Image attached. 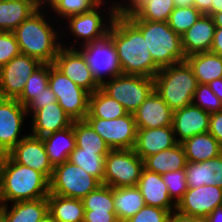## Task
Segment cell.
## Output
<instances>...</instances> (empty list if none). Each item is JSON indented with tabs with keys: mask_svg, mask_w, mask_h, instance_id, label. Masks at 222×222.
<instances>
[{
	"mask_svg": "<svg viewBox=\"0 0 222 222\" xmlns=\"http://www.w3.org/2000/svg\"><path fill=\"white\" fill-rule=\"evenodd\" d=\"M122 74L154 78L160 68L153 61L142 33L126 18L116 15L109 28Z\"/></svg>",
	"mask_w": 222,
	"mask_h": 222,
	"instance_id": "obj_1",
	"label": "cell"
},
{
	"mask_svg": "<svg viewBox=\"0 0 222 222\" xmlns=\"http://www.w3.org/2000/svg\"><path fill=\"white\" fill-rule=\"evenodd\" d=\"M41 5L14 31L22 54L38 59L41 63L53 64L62 42L58 41L57 29L44 17Z\"/></svg>",
	"mask_w": 222,
	"mask_h": 222,
	"instance_id": "obj_2",
	"label": "cell"
},
{
	"mask_svg": "<svg viewBox=\"0 0 222 222\" xmlns=\"http://www.w3.org/2000/svg\"><path fill=\"white\" fill-rule=\"evenodd\" d=\"M49 195V180L39 171L14 162L0 165V204L37 200Z\"/></svg>",
	"mask_w": 222,
	"mask_h": 222,
	"instance_id": "obj_3",
	"label": "cell"
},
{
	"mask_svg": "<svg viewBox=\"0 0 222 222\" xmlns=\"http://www.w3.org/2000/svg\"><path fill=\"white\" fill-rule=\"evenodd\" d=\"M197 85L186 61L161 68L154 77V89L173 112L192 104Z\"/></svg>",
	"mask_w": 222,
	"mask_h": 222,
	"instance_id": "obj_4",
	"label": "cell"
},
{
	"mask_svg": "<svg viewBox=\"0 0 222 222\" xmlns=\"http://www.w3.org/2000/svg\"><path fill=\"white\" fill-rule=\"evenodd\" d=\"M143 35L155 64L161 69L185 61L181 36L168 22L129 20Z\"/></svg>",
	"mask_w": 222,
	"mask_h": 222,
	"instance_id": "obj_5",
	"label": "cell"
},
{
	"mask_svg": "<svg viewBox=\"0 0 222 222\" xmlns=\"http://www.w3.org/2000/svg\"><path fill=\"white\" fill-rule=\"evenodd\" d=\"M100 89L123 105L128 113H134L154 90V78L120 74L104 81Z\"/></svg>",
	"mask_w": 222,
	"mask_h": 222,
	"instance_id": "obj_6",
	"label": "cell"
},
{
	"mask_svg": "<svg viewBox=\"0 0 222 222\" xmlns=\"http://www.w3.org/2000/svg\"><path fill=\"white\" fill-rule=\"evenodd\" d=\"M101 183L83 168L65 161L54 167L49 180V194L83 199Z\"/></svg>",
	"mask_w": 222,
	"mask_h": 222,
	"instance_id": "obj_7",
	"label": "cell"
},
{
	"mask_svg": "<svg viewBox=\"0 0 222 222\" xmlns=\"http://www.w3.org/2000/svg\"><path fill=\"white\" fill-rule=\"evenodd\" d=\"M143 168L144 161L133 149L110 150L102 184L112 188L137 186Z\"/></svg>",
	"mask_w": 222,
	"mask_h": 222,
	"instance_id": "obj_8",
	"label": "cell"
},
{
	"mask_svg": "<svg viewBox=\"0 0 222 222\" xmlns=\"http://www.w3.org/2000/svg\"><path fill=\"white\" fill-rule=\"evenodd\" d=\"M49 86L55 93L57 103L72 118V120H85L88 114L90 93L78 86L50 64Z\"/></svg>",
	"mask_w": 222,
	"mask_h": 222,
	"instance_id": "obj_9",
	"label": "cell"
},
{
	"mask_svg": "<svg viewBox=\"0 0 222 222\" xmlns=\"http://www.w3.org/2000/svg\"><path fill=\"white\" fill-rule=\"evenodd\" d=\"M105 3V0H101L91 10L69 16L65 19V22L68 21L67 24L69 23L67 28H69L70 34H73V38L75 36V40H82V45L99 41L108 35L109 28L116 16V12L114 2H112L113 5L110 6L111 9H109V13L108 11L106 12L109 16H107V20H105V18H103L104 15H101L102 12L99 11V9L102 10L100 7H104Z\"/></svg>",
	"mask_w": 222,
	"mask_h": 222,
	"instance_id": "obj_10",
	"label": "cell"
},
{
	"mask_svg": "<svg viewBox=\"0 0 222 222\" xmlns=\"http://www.w3.org/2000/svg\"><path fill=\"white\" fill-rule=\"evenodd\" d=\"M81 44H78L79 47L81 46L79 50L86 58L93 77L100 85L106 79L110 80L122 74L115 45L108 35L99 41Z\"/></svg>",
	"mask_w": 222,
	"mask_h": 222,
	"instance_id": "obj_11",
	"label": "cell"
},
{
	"mask_svg": "<svg viewBox=\"0 0 222 222\" xmlns=\"http://www.w3.org/2000/svg\"><path fill=\"white\" fill-rule=\"evenodd\" d=\"M85 120L102 137L111 150L134 148L137 126L133 113H127L123 117L110 120L96 117H86Z\"/></svg>",
	"mask_w": 222,
	"mask_h": 222,
	"instance_id": "obj_12",
	"label": "cell"
},
{
	"mask_svg": "<svg viewBox=\"0 0 222 222\" xmlns=\"http://www.w3.org/2000/svg\"><path fill=\"white\" fill-rule=\"evenodd\" d=\"M53 65L90 94L100 89V84L93 77L86 58L77 47L62 45Z\"/></svg>",
	"mask_w": 222,
	"mask_h": 222,
	"instance_id": "obj_13",
	"label": "cell"
},
{
	"mask_svg": "<svg viewBox=\"0 0 222 222\" xmlns=\"http://www.w3.org/2000/svg\"><path fill=\"white\" fill-rule=\"evenodd\" d=\"M42 63L20 53L0 68V90L4 98L17 99L32 73Z\"/></svg>",
	"mask_w": 222,
	"mask_h": 222,
	"instance_id": "obj_14",
	"label": "cell"
},
{
	"mask_svg": "<svg viewBox=\"0 0 222 222\" xmlns=\"http://www.w3.org/2000/svg\"><path fill=\"white\" fill-rule=\"evenodd\" d=\"M27 110L17 99L3 98L0 102V146L8 153L27 135H21ZM25 118V119H24Z\"/></svg>",
	"mask_w": 222,
	"mask_h": 222,
	"instance_id": "obj_15",
	"label": "cell"
},
{
	"mask_svg": "<svg viewBox=\"0 0 222 222\" xmlns=\"http://www.w3.org/2000/svg\"><path fill=\"white\" fill-rule=\"evenodd\" d=\"M222 207V188L202 185L189 188L176 204V210L190 216L207 217L216 208Z\"/></svg>",
	"mask_w": 222,
	"mask_h": 222,
	"instance_id": "obj_16",
	"label": "cell"
},
{
	"mask_svg": "<svg viewBox=\"0 0 222 222\" xmlns=\"http://www.w3.org/2000/svg\"><path fill=\"white\" fill-rule=\"evenodd\" d=\"M7 155L14 162L39 171L48 180L51 179L54 167L49 161L41 137H35L27 134L25 138H23L7 153Z\"/></svg>",
	"mask_w": 222,
	"mask_h": 222,
	"instance_id": "obj_17",
	"label": "cell"
},
{
	"mask_svg": "<svg viewBox=\"0 0 222 222\" xmlns=\"http://www.w3.org/2000/svg\"><path fill=\"white\" fill-rule=\"evenodd\" d=\"M209 122L210 113L194 104L174 111L172 127L177 143L181 144L197 134L209 132Z\"/></svg>",
	"mask_w": 222,
	"mask_h": 222,
	"instance_id": "obj_18",
	"label": "cell"
},
{
	"mask_svg": "<svg viewBox=\"0 0 222 222\" xmlns=\"http://www.w3.org/2000/svg\"><path fill=\"white\" fill-rule=\"evenodd\" d=\"M173 111L154 89L133 113L137 128L172 126Z\"/></svg>",
	"mask_w": 222,
	"mask_h": 222,
	"instance_id": "obj_19",
	"label": "cell"
},
{
	"mask_svg": "<svg viewBox=\"0 0 222 222\" xmlns=\"http://www.w3.org/2000/svg\"><path fill=\"white\" fill-rule=\"evenodd\" d=\"M177 144L172 126L161 128H137L133 150L144 160L148 156L174 147Z\"/></svg>",
	"mask_w": 222,
	"mask_h": 222,
	"instance_id": "obj_20",
	"label": "cell"
},
{
	"mask_svg": "<svg viewBox=\"0 0 222 222\" xmlns=\"http://www.w3.org/2000/svg\"><path fill=\"white\" fill-rule=\"evenodd\" d=\"M216 26L211 15L202 16L181 35V45L185 56L210 52Z\"/></svg>",
	"mask_w": 222,
	"mask_h": 222,
	"instance_id": "obj_21",
	"label": "cell"
},
{
	"mask_svg": "<svg viewBox=\"0 0 222 222\" xmlns=\"http://www.w3.org/2000/svg\"><path fill=\"white\" fill-rule=\"evenodd\" d=\"M137 187L147 206L167 209L171 213L176 210V203L170 198L168 187L160 174L143 168Z\"/></svg>",
	"mask_w": 222,
	"mask_h": 222,
	"instance_id": "obj_22",
	"label": "cell"
},
{
	"mask_svg": "<svg viewBox=\"0 0 222 222\" xmlns=\"http://www.w3.org/2000/svg\"><path fill=\"white\" fill-rule=\"evenodd\" d=\"M32 117V128L29 134L35 137H43L73 124L72 118L57 102L38 109Z\"/></svg>",
	"mask_w": 222,
	"mask_h": 222,
	"instance_id": "obj_23",
	"label": "cell"
},
{
	"mask_svg": "<svg viewBox=\"0 0 222 222\" xmlns=\"http://www.w3.org/2000/svg\"><path fill=\"white\" fill-rule=\"evenodd\" d=\"M189 188L202 185H215L222 188V153L213 159L201 162H188L185 167Z\"/></svg>",
	"mask_w": 222,
	"mask_h": 222,
	"instance_id": "obj_24",
	"label": "cell"
},
{
	"mask_svg": "<svg viewBox=\"0 0 222 222\" xmlns=\"http://www.w3.org/2000/svg\"><path fill=\"white\" fill-rule=\"evenodd\" d=\"M53 167L68 161L70 153L76 147V138L73 124L65 129L41 137Z\"/></svg>",
	"mask_w": 222,
	"mask_h": 222,
	"instance_id": "obj_25",
	"label": "cell"
},
{
	"mask_svg": "<svg viewBox=\"0 0 222 222\" xmlns=\"http://www.w3.org/2000/svg\"><path fill=\"white\" fill-rule=\"evenodd\" d=\"M41 4L37 0H0V31H14Z\"/></svg>",
	"mask_w": 222,
	"mask_h": 222,
	"instance_id": "obj_26",
	"label": "cell"
},
{
	"mask_svg": "<svg viewBox=\"0 0 222 222\" xmlns=\"http://www.w3.org/2000/svg\"><path fill=\"white\" fill-rule=\"evenodd\" d=\"M0 204L6 222H40L48 214V200L43 197L37 200ZM9 206V207H8Z\"/></svg>",
	"mask_w": 222,
	"mask_h": 222,
	"instance_id": "obj_27",
	"label": "cell"
},
{
	"mask_svg": "<svg viewBox=\"0 0 222 222\" xmlns=\"http://www.w3.org/2000/svg\"><path fill=\"white\" fill-rule=\"evenodd\" d=\"M199 84H207L222 78V57L212 52H199L186 56Z\"/></svg>",
	"mask_w": 222,
	"mask_h": 222,
	"instance_id": "obj_28",
	"label": "cell"
},
{
	"mask_svg": "<svg viewBox=\"0 0 222 222\" xmlns=\"http://www.w3.org/2000/svg\"><path fill=\"white\" fill-rule=\"evenodd\" d=\"M143 161L145 169L160 175L169 171L185 169L187 163L184 148L180 143L155 155L148 156Z\"/></svg>",
	"mask_w": 222,
	"mask_h": 222,
	"instance_id": "obj_29",
	"label": "cell"
},
{
	"mask_svg": "<svg viewBox=\"0 0 222 222\" xmlns=\"http://www.w3.org/2000/svg\"><path fill=\"white\" fill-rule=\"evenodd\" d=\"M181 144L188 162L206 161L222 153V145L209 132L197 134Z\"/></svg>",
	"mask_w": 222,
	"mask_h": 222,
	"instance_id": "obj_30",
	"label": "cell"
},
{
	"mask_svg": "<svg viewBox=\"0 0 222 222\" xmlns=\"http://www.w3.org/2000/svg\"><path fill=\"white\" fill-rule=\"evenodd\" d=\"M113 202L119 222H125L146 205L137 186L113 188Z\"/></svg>",
	"mask_w": 222,
	"mask_h": 222,
	"instance_id": "obj_31",
	"label": "cell"
},
{
	"mask_svg": "<svg viewBox=\"0 0 222 222\" xmlns=\"http://www.w3.org/2000/svg\"><path fill=\"white\" fill-rule=\"evenodd\" d=\"M48 213L57 222H83L85 209L81 199L49 194Z\"/></svg>",
	"mask_w": 222,
	"mask_h": 222,
	"instance_id": "obj_32",
	"label": "cell"
},
{
	"mask_svg": "<svg viewBox=\"0 0 222 222\" xmlns=\"http://www.w3.org/2000/svg\"><path fill=\"white\" fill-rule=\"evenodd\" d=\"M127 113L123 105L109 97L101 89L89 95L88 114L86 117L110 120L123 117Z\"/></svg>",
	"mask_w": 222,
	"mask_h": 222,
	"instance_id": "obj_33",
	"label": "cell"
},
{
	"mask_svg": "<svg viewBox=\"0 0 222 222\" xmlns=\"http://www.w3.org/2000/svg\"><path fill=\"white\" fill-rule=\"evenodd\" d=\"M109 151H84L75 147L70 153L68 161L94 176L101 184L105 173V157Z\"/></svg>",
	"mask_w": 222,
	"mask_h": 222,
	"instance_id": "obj_34",
	"label": "cell"
},
{
	"mask_svg": "<svg viewBox=\"0 0 222 222\" xmlns=\"http://www.w3.org/2000/svg\"><path fill=\"white\" fill-rule=\"evenodd\" d=\"M176 7L174 0H148L128 20H148L168 22L170 14Z\"/></svg>",
	"mask_w": 222,
	"mask_h": 222,
	"instance_id": "obj_35",
	"label": "cell"
},
{
	"mask_svg": "<svg viewBox=\"0 0 222 222\" xmlns=\"http://www.w3.org/2000/svg\"><path fill=\"white\" fill-rule=\"evenodd\" d=\"M76 147L84 151H110L108 144L86 120H74Z\"/></svg>",
	"mask_w": 222,
	"mask_h": 222,
	"instance_id": "obj_36",
	"label": "cell"
},
{
	"mask_svg": "<svg viewBox=\"0 0 222 222\" xmlns=\"http://www.w3.org/2000/svg\"><path fill=\"white\" fill-rule=\"evenodd\" d=\"M50 64L42 63L27 80L17 100L25 107L49 86Z\"/></svg>",
	"mask_w": 222,
	"mask_h": 222,
	"instance_id": "obj_37",
	"label": "cell"
},
{
	"mask_svg": "<svg viewBox=\"0 0 222 222\" xmlns=\"http://www.w3.org/2000/svg\"><path fill=\"white\" fill-rule=\"evenodd\" d=\"M101 0H46L42 6L51 7L50 10L63 20L69 16L87 12L95 7Z\"/></svg>",
	"mask_w": 222,
	"mask_h": 222,
	"instance_id": "obj_38",
	"label": "cell"
},
{
	"mask_svg": "<svg viewBox=\"0 0 222 222\" xmlns=\"http://www.w3.org/2000/svg\"><path fill=\"white\" fill-rule=\"evenodd\" d=\"M85 210L93 212H115L113 202V188L101 184L82 199Z\"/></svg>",
	"mask_w": 222,
	"mask_h": 222,
	"instance_id": "obj_39",
	"label": "cell"
},
{
	"mask_svg": "<svg viewBox=\"0 0 222 222\" xmlns=\"http://www.w3.org/2000/svg\"><path fill=\"white\" fill-rule=\"evenodd\" d=\"M202 13L193 5L176 6L170 14L169 27L178 35L184 34L200 17Z\"/></svg>",
	"mask_w": 222,
	"mask_h": 222,
	"instance_id": "obj_40",
	"label": "cell"
},
{
	"mask_svg": "<svg viewBox=\"0 0 222 222\" xmlns=\"http://www.w3.org/2000/svg\"><path fill=\"white\" fill-rule=\"evenodd\" d=\"M192 104L210 114L222 110V101L211 91L207 84L198 83Z\"/></svg>",
	"mask_w": 222,
	"mask_h": 222,
	"instance_id": "obj_41",
	"label": "cell"
},
{
	"mask_svg": "<svg viewBox=\"0 0 222 222\" xmlns=\"http://www.w3.org/2000/svg\"><path fill=\"white\" fill-rule=\"evenodd\" d=\"M162 176L170 198L177 204L188 189L185 169L169 171Z\"/></svg>",
	"mask_w": 222,
	"mask_h": 222,
	"instance_id": "obj_42",
	"label": "cell"
},
{
	"mask_svg": "<svg viewBox=\"0 0 222 222\" xmlns=\"http://www.w3.org/2000/svg\"><path fill=\"white\" fill-rule=\"evenodd\" d=\"M20 53L14 33L12 31H0V68Z\"/></svg>",
	"mask_w": 222,
	"mask_h": 222,
	"instance_id": "obj_43",
	"label": "cell"
},
{
	"mask_svg": "<svg viewBox=\"0 0 222 222\" xmlns=\"http://www.w3.org/2000/svg\"><path fill=\"white\" fill-rule=\"evenodd\" d=\"M170 214L167 209L145 205L125 222H169Z\"/></svg>",
	"mask_w": 222,
	"mask_h": 222,
	"instance_id": "obj_44",
	"label": "cell"
},
{
	"mask_svg": "<svg viewBox=\"0 0 222 222\" xmlns=\"http://www.w3.org/2000/svg\"><path fill=\"white\" fill-rule=\"evenodd\" d=\"M55 102H57L55 93L51 90L50 86H47L44 91L38 96H35L25 108L28 115H33L38 109Z\"/></svg>",
	"mask_w": 222,
	"mask_h": 222,
	"instance_id": "obj_45",
	"label": "cell"
},
{
	"mask_svg": "<svg viewBox=\"0 0 222 222\" xmlns=\"http://www.w3.org/2000/svg\"><path fill=\"white\" fill-rule=\"evenodd\" d=\"M148 0H126V3L121 5L120 0L118 2H114V8L116 15L118 16H130L133 15L145 2Z\"/></svg>",
	"mask_w": 222,
	"mask_h": 222,
	"instance_id": "obj_46",
	"label": "cell"
},
{
	"mask_svg": "<svg viewBox=\"0 0 222 222\" xmlns=\"http://www.w3.org/2000/svg\"><path fill=\"white\" fill-rule=\"evenodd\" d=\"M83 222H119L115 212H93L85 210Z\"/></svg>",
	"mask_w": 222,
	"mask_h": 222,
	"instance_id": "obj_47",
	"label": "cell"
},
{
	"mask_svg": "<svg viewBox=\"0 0 222 222\" xmlns=\"http://www.w3.org/2000/svg\"><path fill=\"white\" fill-rule=\"evenodd\" d=\"M209 133L222 145V110L210 114Z\"/></svg>",
	"mask_w": 222,
	"mask_h": 222,
	"instance_id": "obj_48",
	"label": "cell"
},
{
	"mask_svg": "<svg viewBox=\"0 0 222 222\" xmlns=\"http://www.w3.org/2000/svg\"><path fill=\"white\" fill-rule=\"evenodd\" d=\"M169 222H207L206 217L190 216L175 210L170 214Z\"/></svg>",
	"mask_w": 222,
	"mask_h": 222,
	"instance_id": "obj_49",
	"label": "cell"
},
{
	"mask_svg": "<svg viewBox=\"0 0 222 222\" xmlns=\"http://www.w3.org/2000/svg\"><path fill=\"white\" fill-rule=\"evenodd\" d=\"M210 52L222 57V27H216Z\"/></svg>",
	"mask_w": 222,
	"mask_h": 222,
	"instance_id": "obj_50",
	"label": "cell"
},
{
	"mask_svg": "<svg viewBox=\"0 0 222 222\" xmlns=\"http://www.w3.org/2000/svg\"><path fill=\"white\" fill-rule=\"evenodd\" d=\"M193 6L202 14L211 15L212 0H194Z\"/></svg>",
	"mask_w": 222,
	"mask_h": 222,
	"instance_id": "obj_51",
	"label": "cell"
},
{
	"mask_svg": "<svg viewBox=\"0 0 222 222\" xmlns=\"http://www.w3.org/2000/svg\"><path fill=\"white\" fill-rule=\"evenodd\" d=\"M211 91L222 101V78L207 83Z\"/></svg>",
	"mask_w": 222,
	"mask_h": 222,
	"instance_id": "obj_52",
	"label": "cell"
},
{
	"mask_svg": "<svg viewBox=\"0 0 222 222\" xmlns=\"http://www.w3.org/2000/svg\"><path fill=\"white\" fill-rule=\"evenodd\" d=\"M206 219L207 222H222V207L213 210Z\"/></svg>",
	"mask_w": 222,
	"mask_h": 222,
	"instance_id": "obj_53",
	"label": "cell"
},
{
	"mask_svg": "<svg viewBox=\"0 0 222 222\" xmlns=\"http://www.w3.org/2000/svg\"><path fill=\"white\" fill-rule=\"evenodd\" d=\"M219 12H222V0H212L211 16Z\"/></svg>",
	"mask_w": 222,
	"mask_h": 222,
	"instance_id": "obj_54",
	"label": "cell"
},
{
	"mask_svg": "<svg viewBox=\"0 0 222 222\" xmlns=\"http://www.w3.org/2000/svg\"><path fill=\"white\" fill-rule=\"evenodd\" d=\"M211 17L216 27H222V12L215 13Z\"/></svg>",
	"mask_w": 222,
	"mask_h": 222,
	"instance_id": "obj_55",
	"label": "cell"
},
{
	"mask_svg": "<svg viewBox=\"0 0 222 222\" xmlns=\"http://www.w3.org/2000/svg\"><path fill=\"white\" fill-rule=\"evenodd\" d=\"M194 0H174L176 6H189L193 5Z\"/></svg>",
	"mask_w": 222,
	"mask_h": 222,
	"instance_id": "obj_56",
	"label": "cell"
},
{
	"mask_svg": "<svg viewBox=\"0 0 222 222\" xmlns=\"http://www.w3.org/2000/svg\"><path fill=\"white\" fill-rule=\"evenodd\" d=\"M40 222H57L49 213Z\"/></svg>",
	"mask_w": 222,
	"mask_h": 222,
	"instance_id": "obj_57",
	"label": "cell"
},
{
	"mask_svg": "<svg viewBox=\"0 0 222 222\" xmlns=\"http://www.w3.org/2000/svg\"><path fill=\"white\" fill-rule=\"evenodd\" d=\"M7 153L3 150V148L0 146V165L2 162L6 159Z\"/></svg>",
	"mask_w": 222,
	"mask_h": 222,
	"instance_id": "obj_58",
	"label": "cell"
},
{
	"mask_svg": "<svg viewBox=\"0 0 222 222\" xmlns=\"http://www.w3.org/2000/svg\"><path fill=\"white\" fill-rule=\"evenodd\" d=\"M0 222H6L4 212L0 209Z\"/></svg>",
	"mask_w": 222,
	"mask_h": 222,
	"instance_id": "obj_59",
	"label": "cell"
},
{
	"mask_svg": "<svg viewBox=\"0 0 222 222\" xmlns=\"http://www.w3.org/2000/svg\"><path fill=\"white\" fill-rule=\"evenodd\" d=\"M41 5L46 1V0H37Z\"/></svg>",
	"mask_w": 222,
	"mask_h": 222,
	"instance_id": "obj_60",
	"label": "cell"
},
{
	"mask_svg": "<svg viewBox=\"0 0 222 222\" xmlns=\"http://www.w3.org/2000/svg\"><path fill=\"white\" fill-rule=\"evenodd\" d=\"M3 98H4V97H3L2 92H1V90H0V102H1V100H2Z\"/></svg>",
	"mask_w": 222,
	"mask_h": 222,
	"instance_id": "obj_61",
	"label": "cell"
}]
</instances>
